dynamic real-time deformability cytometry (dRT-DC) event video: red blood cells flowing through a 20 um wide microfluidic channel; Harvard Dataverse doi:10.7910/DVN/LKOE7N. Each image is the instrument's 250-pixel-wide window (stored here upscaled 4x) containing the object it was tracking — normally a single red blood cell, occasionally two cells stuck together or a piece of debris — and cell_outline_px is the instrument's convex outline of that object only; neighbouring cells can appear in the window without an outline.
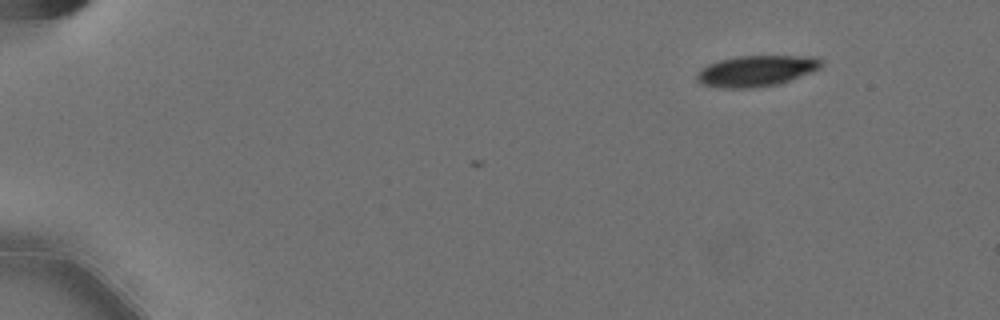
{"species": "Egyptian fruit bat (a non-hibernating species)", "species_latin": "Rousettus aegyptiacus", "temperature_condition": "cold", "stored_images_in_passage": 3, "camera_frame_rate_fps": 3000, "um_per_image_px": 0.085, "animal": {"sex": "female"}, "frame": {"image": 1, "passage_image": 1, "time_ms": 0.0, "image_size_px": [1000, 320], "cell_outline_px": [[824, 60], [820, 68], [812, 72], [780, 84], [752, 88], [720, 88], [700, 84], [696, 80], [696, 72], [700, 68], [708, 64], [720, 60], [736, 56], [816, 56]], "centroid_in_image_um": [64.27, 6.03], "position_along_channel_um": 20.7, "area_um2": 22.83}}